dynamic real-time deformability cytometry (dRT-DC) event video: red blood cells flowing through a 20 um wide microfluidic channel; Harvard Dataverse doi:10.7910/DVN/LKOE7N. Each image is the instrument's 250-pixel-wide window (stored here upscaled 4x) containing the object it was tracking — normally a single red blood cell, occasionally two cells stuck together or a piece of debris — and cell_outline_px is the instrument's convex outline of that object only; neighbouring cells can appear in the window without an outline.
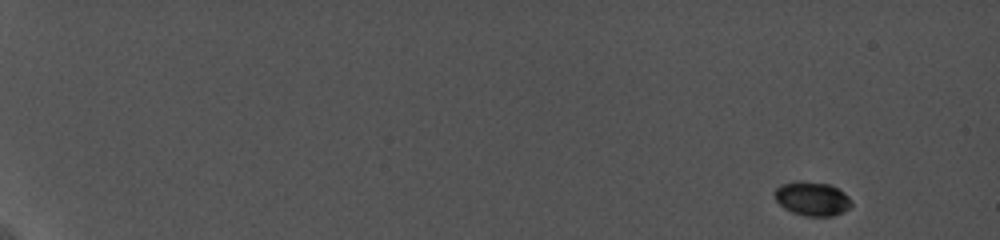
{"species": "common noctule bat (a hibernating species)", "species_latin": "Nyctalus noctula", "temperature_condition": "cold", "stored_images_in_passage": 36, "camera_frame_rate_fps": 5000, "um_per_image_px": 0.085, "animal": {"sex": "female", "body_mass_g": 19.0, "forearm_length_mm": 56.7}, "frame": {"image": 1, "passage_image": 1, "time_ms": 0.0, "image_size_px": [1000, 240], "cell_outline_px": [[852, 204], [844, 212], [832, 216], [804, 216], [792, 212], [784, 208], [776, 200], [776, 188], [780, 184], [796, 180], [800, 180], [828, 184], [844, 192], [852, 200]], "centroid_in_image_um": [69.04, 16.88], "position_along_channel_um": 16.0, "area_um2": 15.26}}
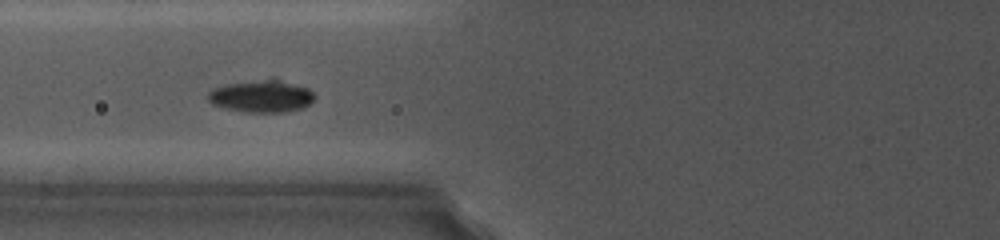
{"frame": {"image": 2, "passage_image": 14, "time_ms": 8.0, "image_size_px": [1000, 240], "cell_outline_px": [[316, 96], [308, 104], [300, 108], [284, 112], [244, 112], [212, 104], [208, 100], [208, 92], [212, 88], [224, 84], [268, 76], [276, 76], [308, 88]], "centroid_in_image_um": [22.22, 8.11], "position_along_channel_um": 103.6, "area_um2": 20.75}}
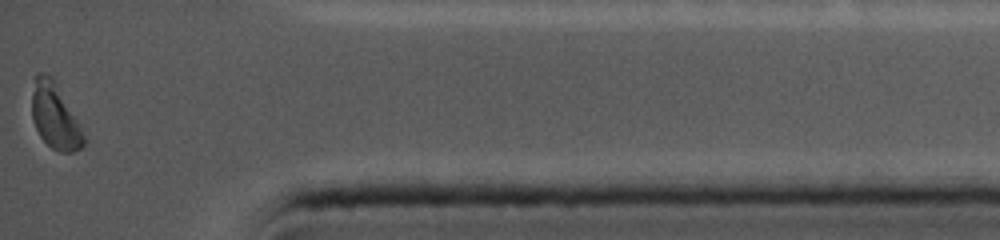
{"frame": {"image": 3, "passage_image": 36, "time_ms": 17.0, "image_size_px": [1000, 240], "cell_outline_px": [[88, 140], [80, 148], [72, 152], [60, 152], [52, 148], [40, 136], [32, 120], [32, 92], [36, 72], [44, 72], [52, 76]], "centroid_in_image_um": [4.67, 9.88], "position_along_channel_um": 430.5, "area_um2": 19.65}, "authors_computed_cell_mechanics": {"area_um2": 18.4093, "velocity_mm_per_s": 3.7543, "shape_relaxation_time_tau1_ms": 3.1427, "shape_relaxation_time_tau2_ms": null, "deformation_change_tau1": 0.0609, "deformation_change_tau2": null}}